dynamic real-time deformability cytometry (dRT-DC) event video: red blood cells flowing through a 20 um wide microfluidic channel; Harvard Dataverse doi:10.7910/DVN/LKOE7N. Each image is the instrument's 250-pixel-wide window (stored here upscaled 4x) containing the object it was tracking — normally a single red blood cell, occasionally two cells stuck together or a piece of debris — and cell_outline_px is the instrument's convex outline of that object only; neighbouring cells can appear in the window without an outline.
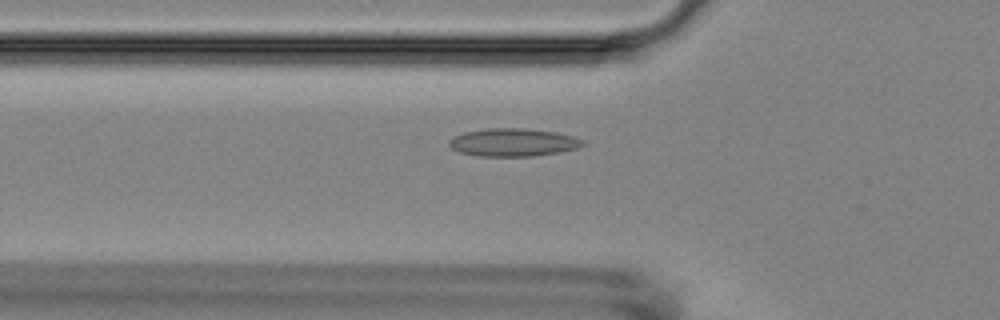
{"species": "Egyptian fruit bat (a non-hibernating species)", "species_latin": "Rousettus aegyptiacus", "temperature_condition": "room temperature", "stored_images_in_passage": 5, "camera_frame_rate_fps": 3000, "um_per_image_px": 0.085, "animal": {"sex": "female"}, "frame": {"image": 1, "passage_image": 5, "time_ms": 5.333, "image_size_px": [1000, 320], "cell_outline_px": [[588, 144], [576, 148], [560, 152], [532, 156], [476, 156], [460, 152], [452, 148], [448, 144], [448, 140], [452, 136], [464, 132], [488, 128], [524, 128], [556, 132], [572, 136], [584, 140]], "centroid_in_image_um": [43.61, 12.1], "position_along_channel_um": 82.2, "area_um2": 21.91}}